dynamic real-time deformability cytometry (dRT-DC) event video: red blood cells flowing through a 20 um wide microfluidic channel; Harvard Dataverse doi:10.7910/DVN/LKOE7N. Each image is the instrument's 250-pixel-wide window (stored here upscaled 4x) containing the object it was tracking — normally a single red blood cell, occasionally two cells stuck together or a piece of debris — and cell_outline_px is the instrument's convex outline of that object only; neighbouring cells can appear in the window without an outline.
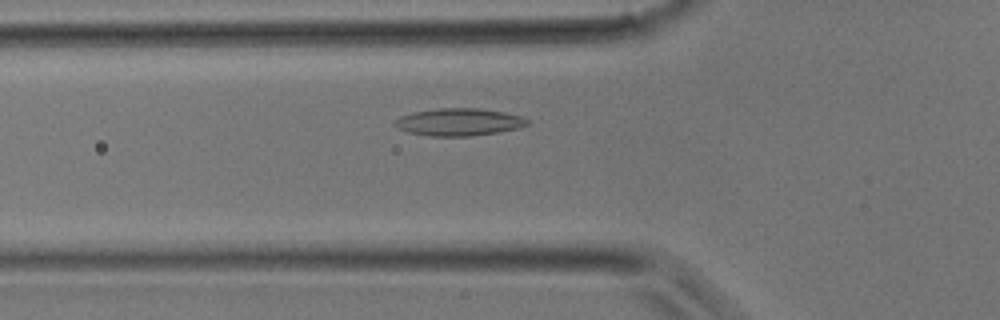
{"species": "common noctule bat (a hibernating species)", "species_latin": "Nyctalus noctula", "temperature_condition": "room temperature", "stored_images_in_passage": 29, "camera_frame_rate_fps": 3000, "um_per_image_px": 0.085, "animal": {"sex": "male", "body_mass_g": 17.9}, "frame": {"image": 1, "passage_image": 8, "time_ms": 2.333, "image_size_px": [1000, 320], "cell_outline_px": [[528, 124], [520, 128], [472, 136], [432, 136], [408, 132], [396, 128], [392, 124], [392, 120], [400, 116], [412, 112], [440, 108], [476, 108], [504, 112], [520, 116], [528, 120]], "centroid_in_image_um": [38.94, 10.37], "position_along_channel_um": 86.9, "area_um2": 21.21}}
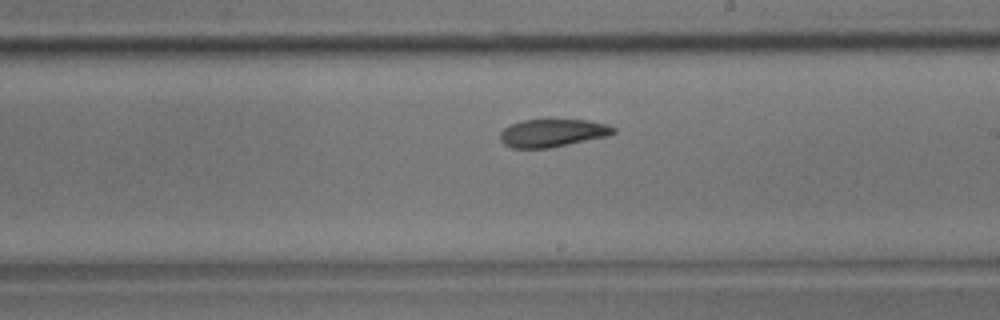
{"frame": {"image": 2, "passage_image": 17, "time_ms": 5.333, "image_size_px": [1000, 320], "cell_outline_px": [[616, 132], [608, 136], [548, 148], [512, 148], [504, 144], [500, 140], [500, 132], [504, 128], [512, 124], [524, 120], [588, 120], [608, 124], [616, 128]], "centroid_in_image_um": [46.98, 11.3], "position_along_channel_um": 242.0, "area_um2": 18.32}}
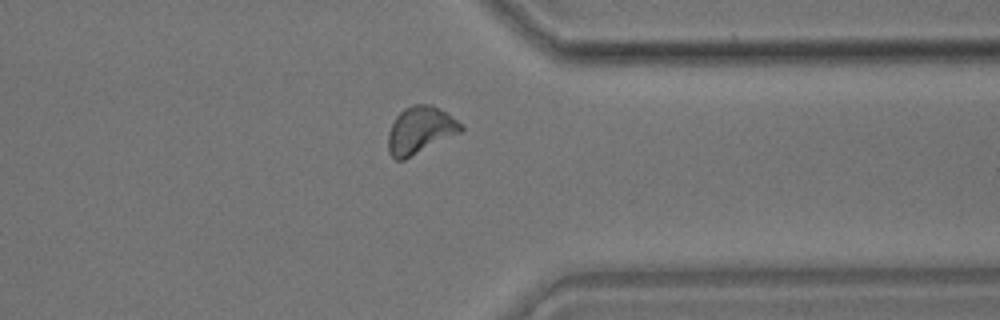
{"frame": {"image": 3, "passage_image": 25, "time_ms": 8.0, "image_size_px": [1000, 320], "cell_outline_px": [[464, 128], [460, 132], [404, 160], [396, 160], [388, 152], [388, 132], [396, 116], [404, 108], [412, 104], [432, 104], [456, 120]], "centroid_in_image_um": [35.67, 11.06], "position_along_channel_um": 375.7, "area_um2": 19.71}}